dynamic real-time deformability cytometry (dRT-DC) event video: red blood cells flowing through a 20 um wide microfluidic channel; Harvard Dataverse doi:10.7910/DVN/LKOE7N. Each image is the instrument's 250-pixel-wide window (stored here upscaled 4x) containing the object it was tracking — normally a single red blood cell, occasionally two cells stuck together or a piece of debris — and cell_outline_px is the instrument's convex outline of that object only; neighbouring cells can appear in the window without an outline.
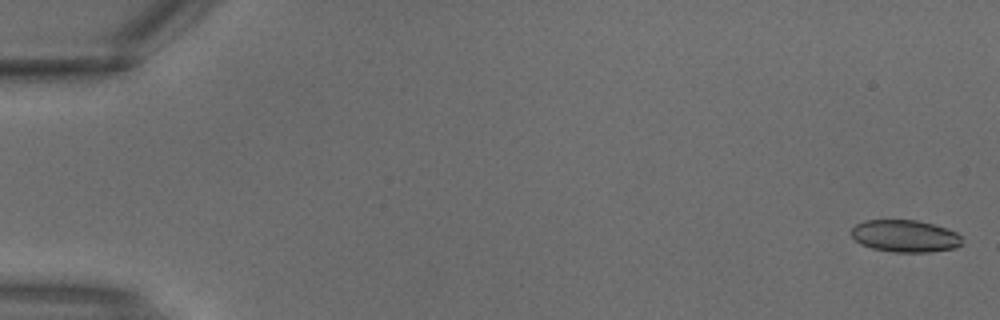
{"species": "common noctule bat (a hibernating species)", "species_latin": "Nyctalus noctula", "temperature_condition": "warm", "stored_images_in_passage": 3, "camera_frame_rate_fps": 3000, "um_per_image_px": 0.085, "animal": {"sex": "male", "body_mass_g": 18.8}, "frame": {"image": 1, "passage_image": 1, "time_ms": 0.0, "image_size_px": [1000, 320], "cell_outline_px": [[964, 244], [956, 248], [932, 252], [892, 252], [872, 248], [860, 244], [852, 236], [852, 228], [856, 224], [864, 220], [916, 220], [932, 224], [956, 232], [960, 236]], "centroid_in_image_um": [76.94, 20.07], "position_along_channel_um": 8.1, "area_um2": 20.81}}
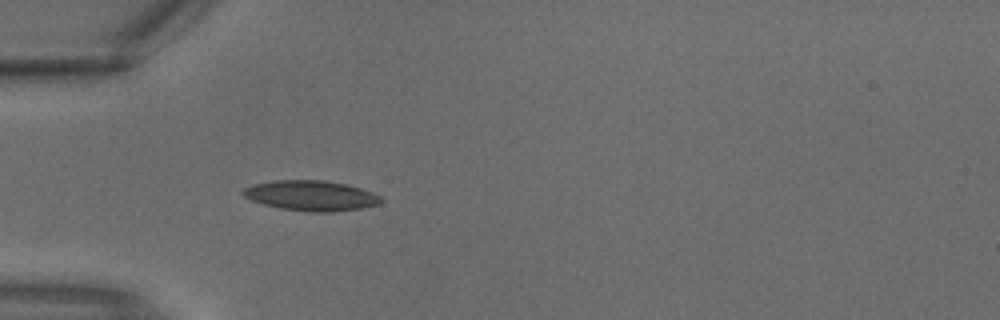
{"frame": {"image": 2, "passage_image": 3, "time_ms": 0.667, "image_size_px": [1000, 320], "cell_outline_px": [[384, 200], [380, 204], [360, 208], [332, 212], [308, 212], [280, 208], [264, 204], [252, 200], [244, 196], [240, 192], [244, 188], [252, 184], [272, 180], [324, 180], [344, 184], [360, 188], [372, 192], [380, 196]], "centroid_in_image_um": [26.42, 16.62], "position_along_channel_um": 58.6, "area_um2": 24.33}}